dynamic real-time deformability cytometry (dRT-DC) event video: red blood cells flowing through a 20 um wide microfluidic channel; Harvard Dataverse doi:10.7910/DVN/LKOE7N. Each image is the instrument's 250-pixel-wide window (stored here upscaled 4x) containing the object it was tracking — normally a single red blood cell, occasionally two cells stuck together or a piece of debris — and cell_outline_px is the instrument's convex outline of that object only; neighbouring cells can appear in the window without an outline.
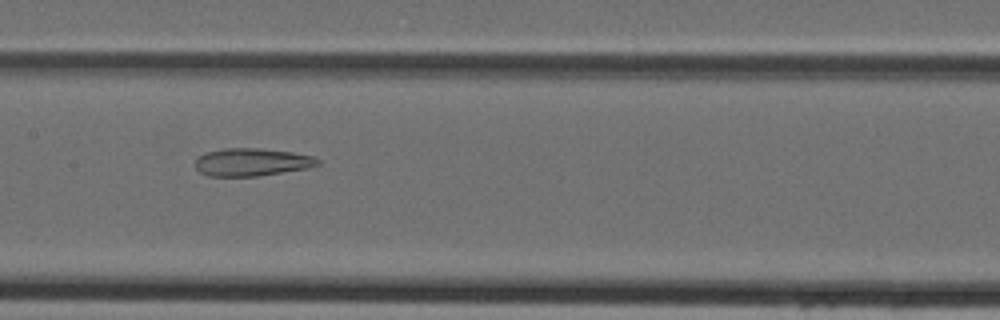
{"species": "Egyptian fruit bat (a non-hibernating species)", "species_latin": "Rousettus aegyptiacus", "temperature_condition": "cold", "stored_images_in_passage": 42, "camera_frame_rate_fps": 3000, "um_per_image_px": 0.085, "animal": {"sex": "female"}, "frame": {"image": 1, "passage_image": 19, "time_ms": 6.0, "image_size_px": [1000, 320], "cell_outline_px": [[320, 164], [308, 168], [256, 176], [208, 176], [200, 172], [196, 168], [196, 156], [208, 152], [224, 148], [260, 148], [292, 152], [312, 156], [320, 160]], "centroid_in_image_um": [21.39, 13.77], "position_along_channel_um": 186.0, "area_um2": 19.77}}
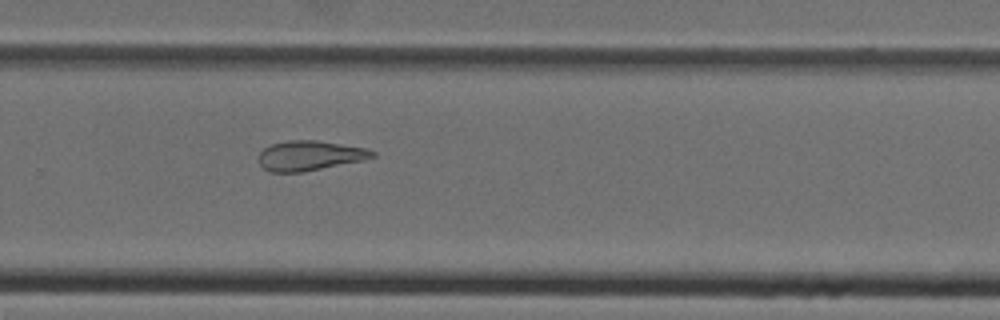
{"frame": {"image": 2, "passage_image": 27, "time_ms": 8.667, "image_size_px": [1000, 320], "cell_outline_px": [[376, 156], [364, 160], [304, 172], [268, 172], [256, 160], [256, 156], [268, 144], [292, 140], [316, 140], [368, 148], [376, 152]], "centroid_in_image_um": [26.3, 13.23], "position_along_channel_um": 303.5, "area_um2": 20.11}}
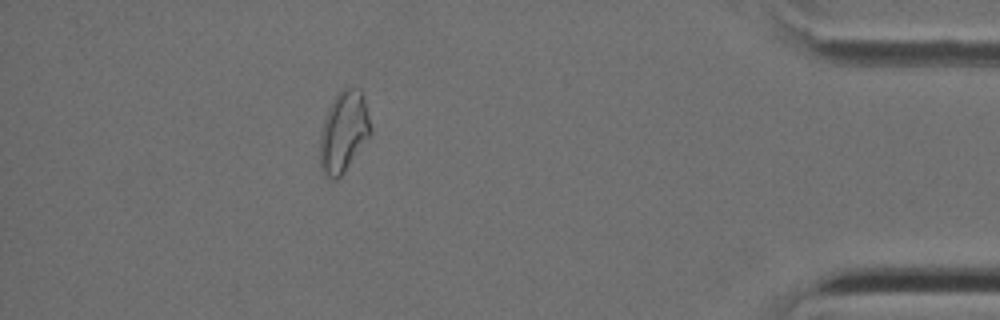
{"frame": {"image": 3, "passage_image": 37, "time_ms": 12.0, "image_size_px": [1000, 320], "cell_outline_px": [[372, 132], [344, 172], [336, 180], [332, 180], [324, 176], [320, 168], [320, 136], [324, 120], [328, 108], [336, 96], [344, 88], [360, 88], [364, 92], [372, 128]], "centroid_in_image_um": [29.23, 11.2], "position_along_channel_um": 406.0, "area_um2": 24.04}}